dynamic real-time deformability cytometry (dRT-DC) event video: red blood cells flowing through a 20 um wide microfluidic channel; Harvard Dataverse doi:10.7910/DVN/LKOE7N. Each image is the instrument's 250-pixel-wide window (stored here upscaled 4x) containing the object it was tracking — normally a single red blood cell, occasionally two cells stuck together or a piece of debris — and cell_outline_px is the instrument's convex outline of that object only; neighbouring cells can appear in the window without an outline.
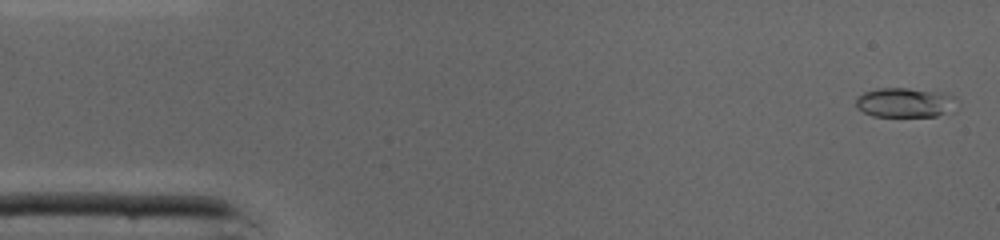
{"species": "common noctule bat (a hibernating species)", "species_latin": "Nyctalus noctula", "temperature_condition": "cold", "stored_images_in_passage": 46, "camera_frame_rate_fps": 3000, "um_per_image_px": 0.085, "animal": {"sex": "male", "body_mass_g": 19.0, "forearm_length_mm": 50.8}, "frame": {"image": 1, "passage_image": 2, "time_ms": 0.333, "image_size_px": [1000, 240], "cell_outline_px": [[952, 96], [948, 108], [944, 112], [936, 116], [872, 116], [856, 108], [856, 96], [864, 92], [876, 88], [908, 88], [948, 92]], "centroid_in_image_um": [76.77, 8.69], "position_along_channel_um": 8.2, "area_um2": 16.99}}
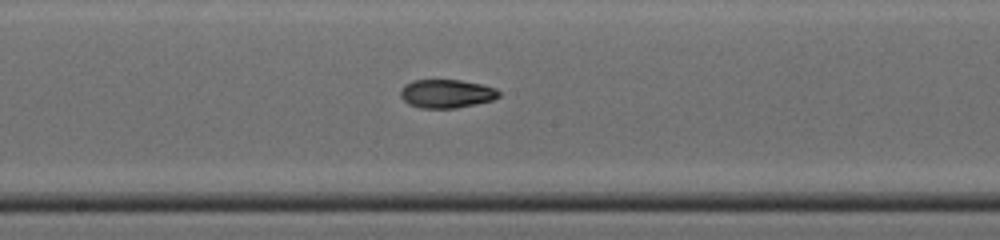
{"frame": {"image": 2, "passage_image": 24, "time_ms": 7.667, "image_size_px": [1000, 240], "cell_outline_px": [[500, 96], [492, 100], [476, 104], [456, 108], [420, 108], [408, 104], [400, 96], [400, 92], [404, 84], [412, 80], [460, 80], [480, 84], [496, 88], [500, 92]], "centroid_in_image_um": [37.94, 7.96], "position_along_channel_um": 210.3, "area_um2": 16.42}}
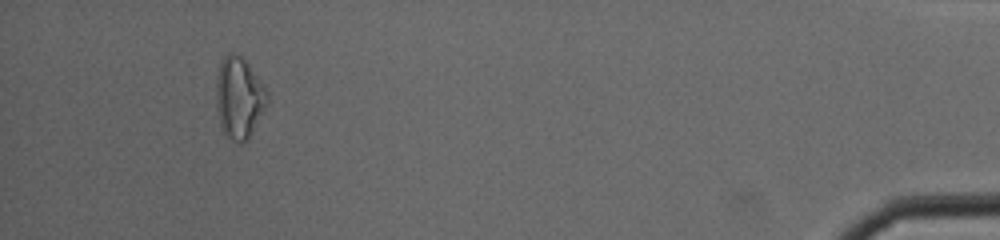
{"frame": {"image": 3, "passage_image": 43, "time_ms": 14.0, "image_size_px": [1000, 240], "cell_outline_px": [[268, 96], [264, 108], [248, 140], [240, 144], [232, 140], [220, 128], [216, 108], [216, 76], [220, 64], [224, 56], [228, 52], [232, 52], [240, 56], [248, 64], [264, 88]], "centroid_in_image_um": [20.26, 8.33], "position_along_channel_um": 414.9, "area_um2": 23.87}, "authors_computed_cell_mechanics": {"area_um2": 16.6464, "velocity_mm_per_s": 4.3791, "shape_relaxation_time_tau1_ms": null, "shape_relaxation_time_tau2_ms": 1.4176, "deformation_change_tau1": null, "deformation_change_tau2": 0.0654}}